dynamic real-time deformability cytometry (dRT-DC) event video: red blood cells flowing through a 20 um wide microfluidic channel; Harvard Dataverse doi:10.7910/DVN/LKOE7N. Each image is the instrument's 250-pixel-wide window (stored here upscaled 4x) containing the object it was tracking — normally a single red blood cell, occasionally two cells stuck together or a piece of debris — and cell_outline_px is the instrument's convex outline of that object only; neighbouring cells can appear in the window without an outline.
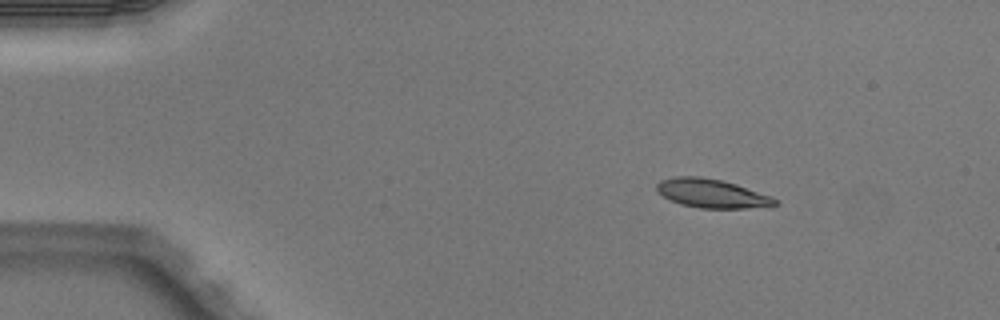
{"species": "Egyptian fruit bat (a non-hibernating species)", "species_latin": "Rousettus aegyptiacus", "temperature_condition": "warm", "stored_images_in_passage": 3, "camera_frame_rate_fps": 3000, "um_per_image_px": 0.085, "animal": {"sex": "male"}, "frame": {"image": 1, "passage_image": 1, "time_ms": 0.0, "image_size_px": [1000, 320], "cell_outline_px": [[780, 204], [772, 208], [700, 208], [680, 204], [656, 192], [656, 184], [660, 180], [676, 176], [700, 176], [720, 180], [736, 184], [772, 196], [780, 200]], "centroid_in_image_um": [60.59, 16.46], "position_along_channel_um": 24.4, "area_um2": 20.23}}